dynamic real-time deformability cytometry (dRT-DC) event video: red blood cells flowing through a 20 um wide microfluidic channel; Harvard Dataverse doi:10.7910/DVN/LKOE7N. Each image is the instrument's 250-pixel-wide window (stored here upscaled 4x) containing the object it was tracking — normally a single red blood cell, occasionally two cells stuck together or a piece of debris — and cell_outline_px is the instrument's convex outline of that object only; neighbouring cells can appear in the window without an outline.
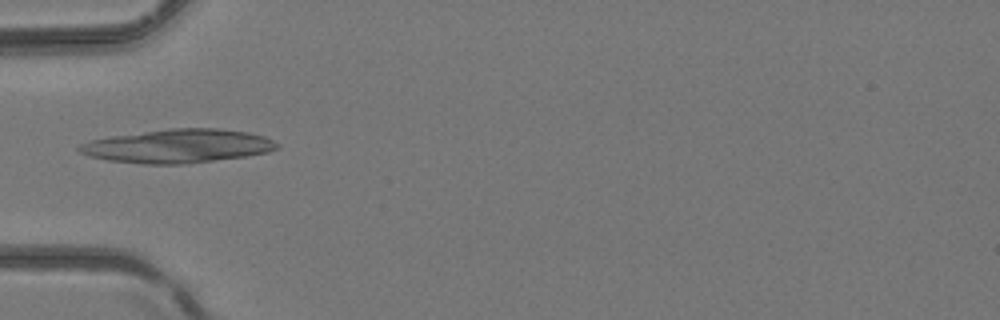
{"species": "common noctule bat (a hibernating species)", "species_latin": "Nyctalus noctula", "temperature_condition": "room temperature", "stored_images_in_passage": 3, "camera_frame_rate_fps": 3000, "um_per_image_px": 0.085, "animal": {"sex": "female", "body_mass_g": 24.6, "forearm_length_mm": 56.2}, "frame": {"image": 1, "passage_image": 3, "time_ms": 0.667, "image_size_px": [1000, 320], "cell_outline_px": [[280, 148], [268, 152], [244, 156], [184, 164], [144, 164], [108, 160], [88, 156], [80, 152], [76, 148], [80, 144], [92, 140], [108, 136], [168, 128], [220, 128], [248, 132], [264, 136], [280, 144]], "centroid_in_image_um": [15.11, 12.4], "position_along_channel_um": 69.9, "area_um2": 38.9}}